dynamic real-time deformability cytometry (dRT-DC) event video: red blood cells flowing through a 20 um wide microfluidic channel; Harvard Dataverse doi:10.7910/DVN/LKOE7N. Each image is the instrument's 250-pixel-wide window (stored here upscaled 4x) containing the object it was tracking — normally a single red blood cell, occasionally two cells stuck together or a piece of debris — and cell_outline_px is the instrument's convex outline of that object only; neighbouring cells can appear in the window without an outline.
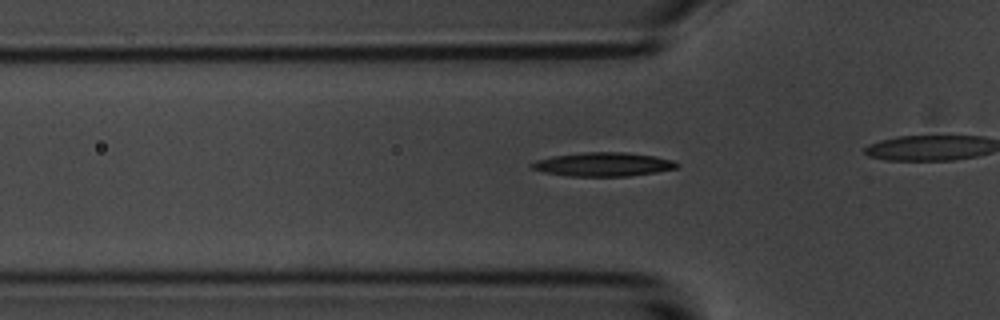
{"species": "common noctule bat (a hibernating species)", "species_latin": "Nyctalus noctula", "temperature_condition": "room temperature", "stored_images_in_passage": 31, "camera_frame_rate_fps": 3000, "um_per_image_px": 0.085, "animal": {"sex": "male", "body_mass_g": 20.1, "forearm_length_mm": 53.5}, "frame": {"image": 1, "passage_image": 5, "time_ms": 1.333, "image_size_px": [1000, 320], "cell_outline_px": [[680, 164], [676, 168], [656, 172], [628, 176], [568, 176], [544, 172], [532, 168], [528, 164], [536, 160], [552, 156], [584, 152], [628, 152], [652, 156], [672, 160]], "centroid_in_image_um": [51.24, 13.97], "position_along_channel_um": 74.6, "area_um2": 20.11}}